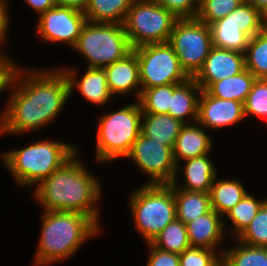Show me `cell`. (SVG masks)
I'll return each instance as SVG.
<instances>
[{"label": "cell", "mask_w": 267, "mask_h": 266, "mask_svg": "<svg viewBox=\"0 0 267 266\" xmlns=\"http://www.w3.org/2000/svg\"><path fill=\"white\" fill-rule=\"evenodd\" d=\"M23 72L16 67L12 75L9 87L13 92L0 117V134L26 133L46 126L58 117L70 97L68 79L61 68Z\"/></svg>", "instance_id": "obj_1"}, {"label": "cell", "mask_w": 267, "mask_h": 266, "mask_svg": "<svg viewBox=\"0 0 267 266\" xmlns=\"http://www.w3.org/2000/svg\"><path fill=\"white\" fill-rule=\"evenodd\" d=\"M76 151L34 191L44 211L76 212L89 216L98 226V208L94 206L101 194L98 179L88 173Z\"/></svg>", "instance_id": "obj_2"}, {"label": "cell", "mask_w": 267, "mask_h": 266, "mask_svg": "<svg viewBox=\"0 0 267 266\" xmlns=\"http://www.w3.org/2000/svg\"><path fill=\"white\" fill-rule=\"evenodd\" d=\"M35 265H49L72 256L100 227L87 215L67 211H44Z\"/></svg>", "instance_id": "obj_3"}, {"label": "cell", "mask_w": 267, "mask_h": 266, "mask_svg": "<svg viewBox=\"0 0 267 266\" xmlns=\"http://www.w3.org/2000/svg\"><path fill=\"white\" fill-rule=\"evenodd\" d=\"M77 148L63 142L38 141L28 147L12 150L2 155L4 164L21 186L38 185L48 178Z\"/></svg>", "instance_id": "obj_4"}, {"label": "cell", "mask_w": 267, "mask_h": 266, "mask_svg": "<svg viewBox=\"0 0 267 266\" xmlns=\"http://www.w3.org/2000/svg\"><path fill=\"white\" fill-rule=\"evenodd\" d=\"M142 109L139 101L99 119L96 137V157L100 162L126 157L141 133Z\"/></svg>", "instance_id": "obj_5"}, {"label": "cell", "mask_w": 267, "mask_h": 266, "mask_svg": "<svg viewBox=\"0 0 267 266\" xmlns=\"http://www.w3.org/2000/svg\"><path fill=\"white\" fill-rule=\"evenodd\" d=\"M134 224L146 244L176 219L173 185H142L130 195Z\"/></svg>", "instance_id": "obj_6"}, {"label": "cell", "mask_w": 267, "mask_h": 266, "mask_svg": "<svg viewBox=\"0 0 267 266\" xmlns=\"http://www.w3.org/2000/svg\"><path fill=\"white\" fill-rule=\"evenodd\" d=\"M73 48L87 59L89 68H104L133 50L123 24L89 21Z\"/></svg>", "instance_id": "obj_7"}, {"label": "cell", "mask_w": 267, "mask_h": 266, "mask_svg": "<svg viewBox=\"0 0 267 266\" xmlns=\"http://www.w3.org/2000/svg\"><path fill=\"white\" fill-rule=\"evenodd\" d=\"M177 17L155 0H134L123 23L132 49L169 41Z\"/></svg>", "instance_id": "obj_8"}, {"label": "cell", "mask_w": 267, "mask_h": 266, "mask_svg": "<svg viewBox=\"0 0 267 266\" xmlns=\"http://www.w3.org/2000/svg\"><path fill=\"white\" fill-rule=\"evenodd\" d=\"M138 58L140 89L136 97L139 100L141 89L166 84H181L190 77L182 69L172 46L168 43H156L133 49Z\"/></svg>", "instance_id": "obj_9"}, {"label": "cell", "mask_w": 267, "mask_h": 266, "mask_svg": "<svg viewBox=\"0 0 267 266\" xmlns=\"http://www.w3.org/2000/svg\"><path fill=\"white\" fill-rule=\"evenodd\" d=\"M168 43L175 51L182 69L193 78L213 46L210 26L197 17L178 18Z\"/></svg>", "instance_id": "obj_10"}, {"label": "cell", "mask_w": 267, "mask_h": 266, "mask_svg": "<svg viewBox=\"0 0 267 266\" xmlns=\"http://www.w3.org/2000/svg\"><path fill=\"white\" fill-rule=\"evenodd\" d=\"M209 26L213 46L245 53L249 39L267 26V18L244 0L229 15Z\"/></svg>", "instance_id": "obj_11"}, {"label": "cell", "mask_w": 267, "mask_h": 266, "mask_svg": "<svg viewBox=\"0 0 267 266\" xmlns=\"http://www.w3.org/2000/svg\"><path fill=\"white\" fill-rule=\"evenodd\" d=\"M126 158L133 159L136 165L151 177L145 185H171L178 175L173 148L164 146L142 133L133 143Z\"/></svg>", "instance_id": "obj_12"}, {"label": "cell", "mask_w": 267, "mask_h": 266, "mask_svg": "<svg viewBox=\"0 0 267 266\" xmlns=\"http://www.w3.org/2000/svg\"><path fill=\"white\" fill-rule=\"evenodd\" d=\"M86 22L83 11L56 5L40 15L37 31L45 41L64 42L73 48Z\"/></svg>", "instance_id": "obj_13"}, {"label": "cell", "mask_w": 267, "mask_h": 266, "mask_svg": "<svg viewBox=\"0 0 267 266\" xmlns=\"http://www.w3.org/2000/svg\"><path fill=\"white\" fill-rule=\"evenodd\" d=\"M245 69V54L212 46L202 68L193 77L206 90L213 82L241 73Z\"/></svg>", "instance_id": "obj_14"}, {"label": "cell", "mask_w": 267, "mask_h": 266, "mask_svg": "<svg viewBox=\"0 0 267 266\" xmlns=\"http://www.w3.org/2000/svg\"><path fill=\"white\" fill-rule=\"evenodd\" d=\"M198 100L197 123L206 128H221L233 125L245 118L242 102L216 98L205 90Z\"/></svg>", "instance_id": "obj_15"}, {"label": "cell", "mask_w": 267, "mask_h": 266, "mask_svg": "<svg viewBox=\"0 0 267 266\" xmlns=\"http://www.w3.org/2000/svg\"><path fill=\"white\" fill-rule=\"evenodd\" d=\"M62 70L68 79L70 95L76 86L81 95L95 105H105L108 100H112L113 95L109 90L104 68L87 67L86 72L78 82L75 80L77 72L74 69L62 68Z\"/></svg>", "instance_id": "obj_16"}, {"label": "cell", "mask_w": 267, "mask_h": 266, "mask_svg": "<svg viewBox=\"0 0 267 266\" xmlns=\"http://www.w3.org/2000/svg\"><path fill=\"white\" fill-rule=\"evenodd\" d=\"M222 216L211 209L192 222L186 223L189 244L191 247L215 250L216 244L224 238L225 222Z\"/></svg>", "instance_id": "obj_17"}, {"label": "cell", "mask_w": 267, "mask_h": 266, "mask_svg": "<svg viewBox=\"0 0 267 266\" xmlns=\"http://www.w3.org/2000/svg\"><path fill=\"white\" fill-rule=\"evenodd\" d=\"M111 94L124 95L139 87V64L134 50L124 58L104 67Z\"/></svg>", "instance_id": "obj_18"}, {"label": "cell", "mask_w": 267, "mask_h": 266, "mask_svg": "<svg viewBox=\"0 0 267 266\" xmlns=\"http://www.w3.org/2000/svg\"><path fill=\"white\" fill-rule=\"evenodd\" d=\"M211 141L212 139L205 132L203 126L199 128L196 125L184 124L173 148L175 162L178 165L177 172L179 169L178 161L181 159L184 161L209 154L212 147Z\"/></svg>", "instance_id": "obj_19"}, {"label": "cell", "mask_w": 267, "mask_h": 266, "mask_svg": "<svg viewBox=\"0 0 267 266\" xmlns=\"http://www.w3.org/2000/svg\"><path fill=\"white\" fill-rule=\"evenodd\" d=\"M213 161L208 154L200 157L185 160L184 176L185 186L177 187V178L171 185L173 189H183L188 191L209 193L213 180L217 175Z\"/></svg>", "instance_id": "obj_20"}, {"label": "cell", "mask_w": 267, "mask_h": 266, "mask_svg": "<svg viewBox=\"0 0 267 266\" xmlns=\"http://www.w3.org/2000/svg\"><path fill=\"white\" fill-rule=\"evenodd\" d=\"M201 91V87L193 78H189L181 84H173V94L168 114L184 124H187L186 117L191 116L196 123L198 118V98ZM196 93H198V96H196Z\"/></svg>", "instance_id": "obj_21"}, {"label": "cell", "mask_w": 267, "mask_h": 266, "mask_svg": "<svg viewBox=\"0 0 267 266\" xmlns=\"http://www.w3.org/2000/svg\"><path fill=\"white\" fill-rule=\"evenodd\" d=\"M184 123L169 114L143 113L141 133L164 146L174 148L176 139Z\"/></svg>", "instance_id": "obj_22"}, {"label": "cell", "mask_w": 267, "mask_h": 266, "mask_svg": "<svg viewBox=\"0 0 267 266\" xmlns=\"http://www.w3.org/2000/svg\"><path fill=\"white\" fill-rule=\"evenodd\" d=\"M257 78L246 68L239 74L213 82L205 91L216 98L244 103Z\"/></svg>", "instance_id": "obj_23"}, {"label": "cell", "mask_w": 267, "mask_h": 266, "mask_svg": "<svg viewBox=\"0 0 267 266\" xmlns=\"http://www.w3.org/2000/svg\"><path fill=\"white\" fill-rule=\"evenodd\" d=\"M134 0H89L84 14L93 23L123 24Z\"/></svg>", "instance_id": "obj_24"}, {"label": "cell", "mask_w": 267, "mask_h": 266, "mask_svg": "<svg viewBox=\"0 0 267 266\" xmlns=\"http://www.w3.org/2000/svg\"><path fill=\"white\" fill-rule=\"evenodd\" d=\"M174 197L176 219L184 224L192 222L212 209L209 193L174 189Z\"/></svg>", "instance_id": "obj_25"}, {"label": "cell", "mask_w": 267, "mask_h": 266, "mask_svg": "<svg viewBox=\"0 0 267 266\" xmlns=\"http://www.w3.org/2000/svg\"><path fill=\"white\" fill-rule=\"evenodd\" d=\"M213 180L210 189L211 208L225 218V214L231 210L246 193H248L241 182L235 179Z\"/></svg>", "instance_id": "obj_26"}, {"label": "cell", "mask_w": 267, "mask_h": 266, "mask_svg": "<svg viewBox=\"0 0 267 266\" xmlns=\"http://www.w3.org/2000/svg\"><path fill=\"white\" fill-rule=\"evenodd\" d=\"M240 245V246H238ZM237 247L221 250V266H267V247L239 242Z\"/></svg>", "instance_id": "obj_27"}, {"label": "cell", "mask_w": 267, "mask_h": 266, "mask_svg": "<svg viewBox=\"0 0 267 266\" xmlns=\"http://www.w3.org/2000/svg\"><path fill=\"white\" fill-rule=\"evenodd\" d=\"M245 68L256 78L267 79V26L249 39Z\"/></svg>", "instance_id": "obj_28"}, {"label": "cell", "mask_w": 267, "mask_h": 266, "mask_svg": "<svg viewBox=\"0 0 267 266\" xmlns=\"http://www.w3.org/2000/svg\"><path fill=\"white\" fill-rule=\"evenodd\" d=\"M151 244L160 250L181 254L191 247L186 224L175 219L153 239Z\"/></svg>", "instance_id": "obj_29"}, {"label": "cell", "mask_w": 267, "mask_h": 266, "mask_svg": "<svg viewBox=\"0 0 267 266\" xmlns=\"http://www.w3.org/2000/svg\"><path fill=\"white\" fill-rule=\"evenodd\" d=\"M266 201L267 198L260 201L246 193L241 201L227 212V218H230L234 226L233 235L238 237L244 231Z\"/></svg>", "instance_id": "obj_30"}, {"label": "cell", "mask_w": 267, "mask_h": 266, "mask_svg": "<svg viewBox=\"0 0 267 266\" xmlns=\"http://www.w3.org/2000/svg\"><path fill=\"white\" fill-rule=\"evenodd\" d=\"M139 103L142 113L168 114L171 97L173 94V84L155 86L141 89Z\"/></svg>", "instance_id": "obj_31"}, {"label": "cell", "mask_w": 267, "mask_h": 266, "mask_svg": "<svg viewBox=\"0 0 267 266\" xmlns=\"http://www.w3.org/2000/svg\"><path fill=\"white\" fill-rule=\"evenodd\" d=\"M236 239L250 246L267 247V201Z\"/></svg>", "instance_id": "obj_32"}, {"label": "cell", "mask_w": 267, "mask_h": 266, "mask_svg": "<svg viewBox=\"0 0 267 266\" xmlns=\"http://www.w3.org/2000/svg\"><path fill=\"white\" fill-rule=\"evenodd\" d=\"M244 0H200L197 18L205 24L222 19L233 12Z\"/></svg>", "instance_id": "obj_33"}, {"label": "cell", "mask_w": 267, "mask_h": 266, "mask_svg": "<svg viewBox=\"0 0 267 266\" xmlns=\"http://www.w3.org/2000/svg\"><path fill=\"white\" fill-rule=\"evenodd\" d=\"M243 106L245 117L251 114L259 118L265 117L267 121V79L255 80Z\"/></svg>", "instance_id": "obj_34"}, {"label": "cell", "mask_w": 267, "mask_h": 266, "mask_svg": "<svg viewBox=\"0 0 267 266\" xmlns=\"http://www.w3.org/2000/svg\"><path fill=\"white\" fill-rule=\"evenodd\" d=\"M222 256L213 249L190 247L179 254V266H221Z\"/></svg>", "instance_id": "obj_35"}, {"label": "cell", "mask_w": 267, "mask_h": 266, "mask_svg": "<svg viewBox=\"0 0 267 266\" xmlns=\"http://www.w3.org/2000/svg\"><path fill=\"white\" fill-rule=\"evenodd\" d=\"M177 18H195L199 10V0H155Z\"/></svg>", "instance_id": "obj_36"}, {"label": "cell", "mask_w": 267, "mask_h": 266, "mask_svg": "<svg viewBox=\"0 0 267 266\" xmlns=\"http://www.w3.org/2000/svg\"><path fill=\"white\" fill-rule=\"evenodd\" d=\"M151 249L146 266H179V254L167 252L147 243Z\"/></svg>", "instance_id": "obj_37"}, {"label": "cell", "mask_w": 267, "mask_h": 266, "mask_svg": "<svg viewBox=\"0 0 267 266\" xmlns=\"http://www.w3.org/2000/svg\"><path fill=\"white\" fill-rule=\"evenodd\" d=\"M0 52V92L8 89L17 64Z\"/></svg>", "instance_id": "obj_38"}, {"label": "cell", "mask_w": 267, "mask_h": 266, "mask_svg": "<svg viewBox=\"0 0 267 266\" xmlns=\"http://www.w3.org/2000/svg\"><path fill=\"white\" fill-rule=\"evenodd\" d=\"M8 3L5 0H0V45L6 43L7 39V29L9 24V15L7 13V5Z\"/></svg>", "instance_id": "obj_39"}, {"label": "cell", "mask_w": 267, "mask_h": 266, "mask_svg": "<svg viewBox=\"0 0 267 266\" xmlns=\"http://www.w3.org/2000/svg\"><path fill=\"white\" fill-rule=\"evenodd\" d=\"M30 7L40 15L56 6L55 0H26Z\"/></svg>", "instance_id": "obj_40"}, {"label": "cell", "mask_w": 267, "mask_h": 266, "mask_svg": "<svg viewBox=\"0 0 267 266\" xmlns=\"http://www.w3.org/2000/svg\"><path fill=\"white\" fill-rule=\"evenodd\" d=\"M55 2L56 5L71 7L84 12L89 0H55Z\"/></svg>", "instance_id": "obj_41"}, {"label": "cell", "mask_w": 267, "mask_h": 266, "mask_svg": "<svg viewBox=\"0 0 267 266\" xmlns=\"http://www.w3.org/2000/svg\"><path fill=\"white\" fill-rule=\"evenodd\" d=\"M259 10L267 18V0H245Z\"/></svg>", "instance_id": "obj_42"}]
</instances>
